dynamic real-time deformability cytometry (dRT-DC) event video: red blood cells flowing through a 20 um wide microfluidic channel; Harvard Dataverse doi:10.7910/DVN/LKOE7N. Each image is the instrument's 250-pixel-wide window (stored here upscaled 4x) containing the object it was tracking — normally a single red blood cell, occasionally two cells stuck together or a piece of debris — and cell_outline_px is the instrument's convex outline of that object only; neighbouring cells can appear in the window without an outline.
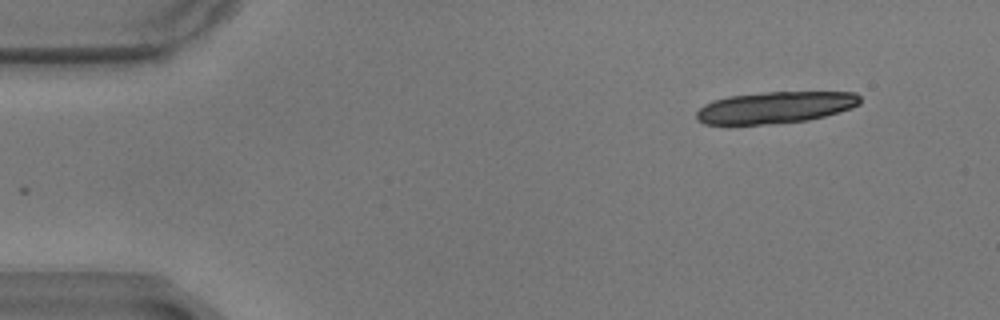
{"species": "common noctule bat (a hibernating species)", "species_latin": "Nyctalus noctula", "temperature_condition": "warm", "stored_images_in_passage": 11, "camera_frame_rate_fps": 3000, "um_per_image_px": 0.085, "animal": {"sex": "male", "body_mass_g": 17.9}, "frame": {"image": 1, "passage_image": 1, "time_ms": 0.0, "image_size_px": [1000, 320], "cell_outline_px": [[860, 104], [852, 108], [824, 116], [808, 120], [760, 124], [704, 124], [696, 120], [696, 112], [704, 104], [712, 100], [728, 96], [768, 92], [856, 92], [860, 96]], "centroid_in_image_um": [65.88, 9.12], "position_along_channel_um": 19.1, "area_um2": 30.11}}